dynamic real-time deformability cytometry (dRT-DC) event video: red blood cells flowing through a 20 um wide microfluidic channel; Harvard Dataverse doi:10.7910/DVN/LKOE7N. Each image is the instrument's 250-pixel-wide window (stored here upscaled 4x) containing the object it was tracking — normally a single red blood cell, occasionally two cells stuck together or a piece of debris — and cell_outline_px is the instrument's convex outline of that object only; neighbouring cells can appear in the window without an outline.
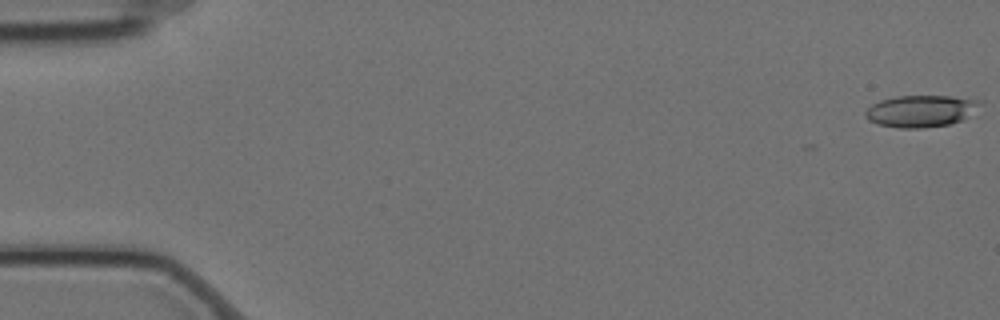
{"species": "Egyptian fruit bat (a non-hibernating species)", "species_latin": "Rousettus aegyptiacus", "temperature_condition": "cold", "stored_images_in_passage": 15, "camera_frame_rate_fps": 3000, "um_per_image_px": 0.085, "animal": {"sex": "female"}, "frame": {"image": 1, "passage_image": 1, "time_ms": 0.0, "image_size_px": [1000, 320], "cell_outline_px": [[984, 104], [964, 120], [948, 124], [924, 128], [900, 128], [880, 124], [868, 120], [864, 116], [864, 112], [872, 104], [880, 100], [900, 96], [952, 96], [984, 100]], "centroid_in_image_um": [78.34, 9.43], "position_along_channel_um": 6.7, "area_um2": 21.5}}
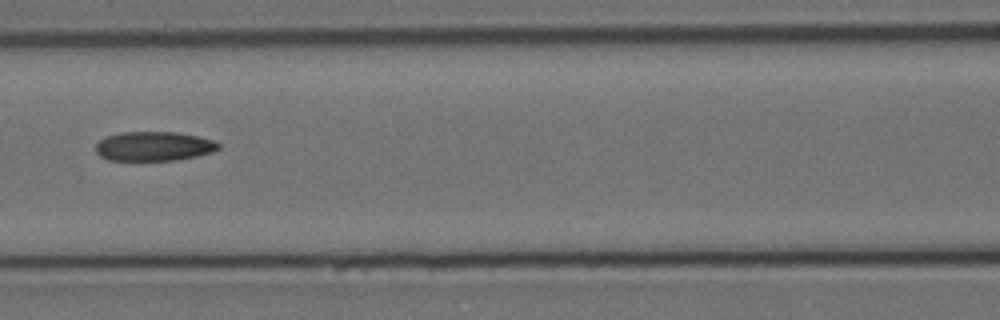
{"frame": {"image": 2, "passage_image": 7, "time_ms": 2.0, "image_size_px": [1000, 320], "cell_outline_px": [[220, 148], [212, 152], [196, 156], [176, 160], [108, 160], [100, 156], [96, 152], [96, 144], [104, 136], [120, 132], [176, 132], [196, 136], [212, 140], [220, 144]], "centroid_in_image_um": [13.04, 12.43], "position_along_channel_um": 153.6, "area_um2": 20.98}}
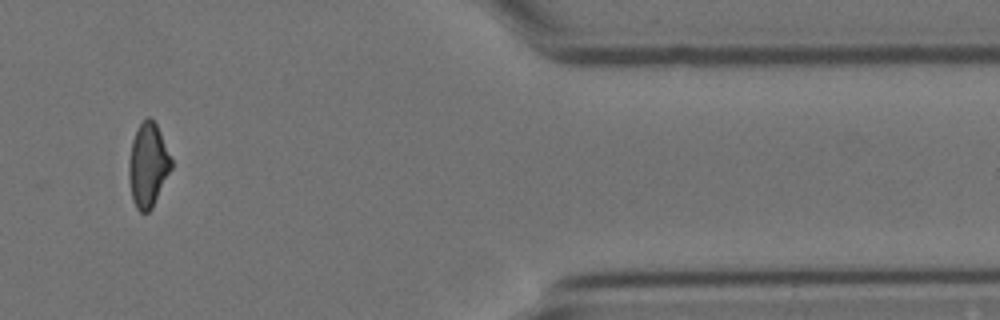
{"frame": {"image": 3, "passage_image": 13, "time_ms": 4.0, "image_size_px": [1000, 320], "cell_outline_px": [[172, 168], [152, 208], [148, 212], [140, 212], [136, 208], [132, 200], [128, 180], [128, 164], [132, 140], [140, 124], [148, 116], [156, 124], [160, 132], [172, 160]], "centroid_in_image_um": [12.56, 14.07], "position_along_channel_um": 398.8, "area_um2": 20.69}}